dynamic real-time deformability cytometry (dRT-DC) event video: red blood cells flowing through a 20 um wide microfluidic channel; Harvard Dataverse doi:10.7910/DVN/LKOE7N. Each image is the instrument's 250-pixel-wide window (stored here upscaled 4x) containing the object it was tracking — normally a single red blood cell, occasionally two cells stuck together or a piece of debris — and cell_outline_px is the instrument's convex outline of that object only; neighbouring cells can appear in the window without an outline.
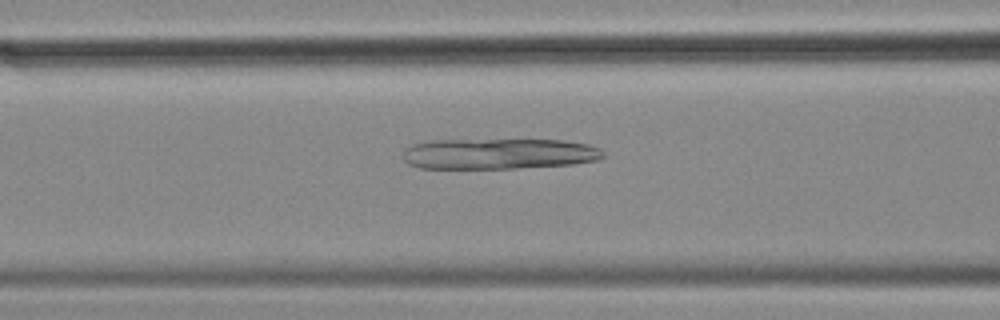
{"species": "common noctule bat (a hibernating species)", "species_latin": "Nyctalus noctula", "temperature_condition": "cold", "stored_images_in_passage": 39, "camera_frame_rate_fps": 3000, "um_per_image_px": 0.085, "animal": {"sex": "female", "body_mass_g": 18.4}, "frame": {"image": 1, "passage_image": 13, "time_ms": 4.0, "image_size_px": [1000, 320], "cell_outline_px": [[604, 156], [600, 160], [572, 164], [516, 168], [420, 168], [408, 164], [400, 156], [404, 148], [412, 144], [432, 140], [564, 140], [588, 144], [600, 148], [604, 152]], "centroid_in_image_um": [42.37, 13.07], "position_along_channel_um": 124.2, "area_um2": 36.18}}
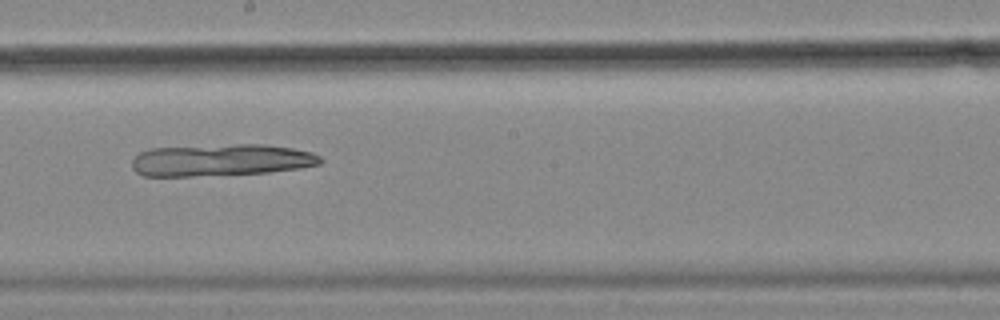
{"frame": {"image": 2, "passage_image": 22, "time_ms": 7.0, "image_size_px": [1000, 320], "cell_outline_px": [[324, 160], [320, 164], [300, 168], [268, 172], [192, 176], [144, 176], [136, 172], [132, 168], [132, 160], [140, 152], [148, 148], [236, 144], [264, 144], [292, 148], [312, 152], [320, 156]], "centroid_in_image_um": [18.79, 13.6], "position_along_channel_um": 229.4, "area_um2": 35.2}}
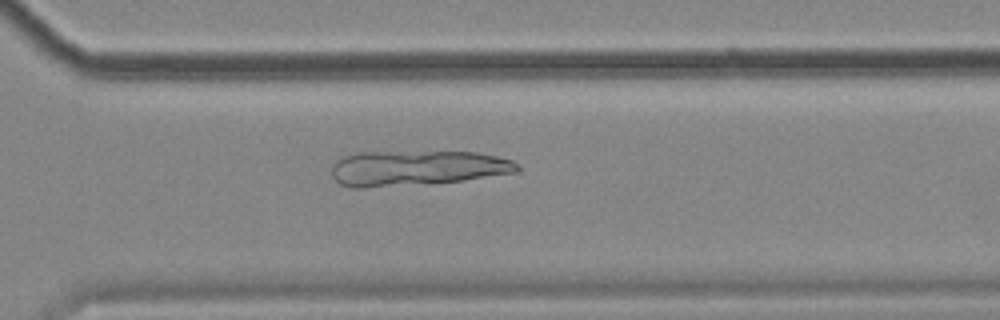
{"frame": {"image": 3, "passage_image": 31, "time_ms": 10.0, "image_size_px": [1000, 320], "cell_outline_px": [[520, 168], [516, 172], [464, 180], [364, 188], [352, 188], [340, 184], [332, 176], [332, 164], [336, 160], [344, 156], [356, 152], [476, 152], [496, 156], [512, 160], [520, 164]], "centroid_in_image_um": [35.4, 14.28], "position_along_channel_um": 335.2, "area_um2": 37.97}}